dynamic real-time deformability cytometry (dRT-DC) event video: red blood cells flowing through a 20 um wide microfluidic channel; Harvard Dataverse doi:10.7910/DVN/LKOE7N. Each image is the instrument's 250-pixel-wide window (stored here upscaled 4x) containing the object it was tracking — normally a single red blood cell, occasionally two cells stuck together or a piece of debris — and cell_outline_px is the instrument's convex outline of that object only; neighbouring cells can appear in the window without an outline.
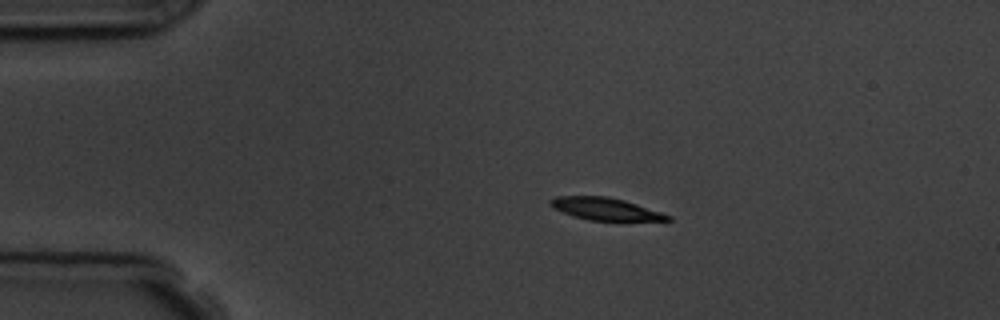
{"species": "common noctule bat (a hibernating species)", "species_latin": "Nyctalus noctula", "temperature_condition": "room temperature", "stored_images_in_passage": 4, "camera_frame_rate_fps": 3000, "um_per_image_px": 0.085, "animal": {"sex": "male", "body_mass_g": 19.5, "forearm_length_mm": 54.6}, "frame": {"image": 1, "passage_image": 3, "time_ms": 2.333, "image_size_px": [1000, 320], "cell_outline_px": [[672, 220], [588, 220], [572, 216], [552, 208], [548, 204], [548, 200], [556, 196], [608, 196], [624, 200], [672, 216]], "centroid_in_image_um": [51.37, 17.75], "position_along_channel_um": 33.6, "area_um2": 15.2}}